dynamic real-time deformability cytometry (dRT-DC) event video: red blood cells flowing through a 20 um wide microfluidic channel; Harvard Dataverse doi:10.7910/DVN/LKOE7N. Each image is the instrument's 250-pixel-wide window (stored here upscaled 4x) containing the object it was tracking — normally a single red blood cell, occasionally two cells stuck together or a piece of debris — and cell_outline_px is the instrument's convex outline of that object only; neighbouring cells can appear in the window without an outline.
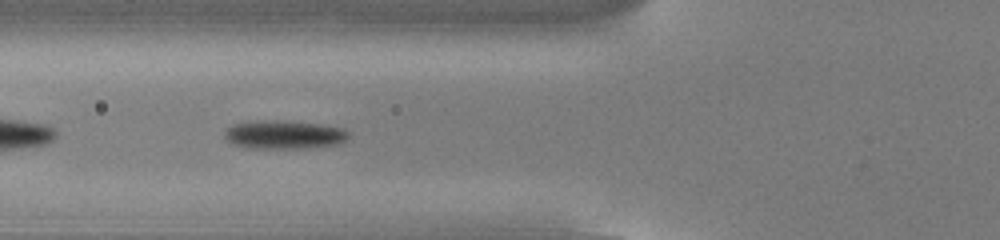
{"species": "common noctule bat (a hibernating species)", "species_latin": "Nyctalus noctula", "temperature_condition": "cold", "stored_images_in_passage": 38, "camera_frame_rate_fps": 3000, "um_per_image_px": 0.085, "animal": {"sex": "male", "body_mass_g": 13.0, "forearm_length_mm": 53.1}, "frame": {"image": 1, "passage_image": 5, "time_ms": 1.333, "image_size_px": [1000, 240], "cell_outline_px": [[348, 136], [344, 140], [336, 144], [304, 148], [244, 148], [232, 144], [224, 136], [224, 132], [232, 124], [276, 120], [320, 124], [340, 128], [348, 132]], "centroid_in_image_um": [24.09, 11.46], "position_along_channel_um": 101.7, "area_um2": 20.17}}
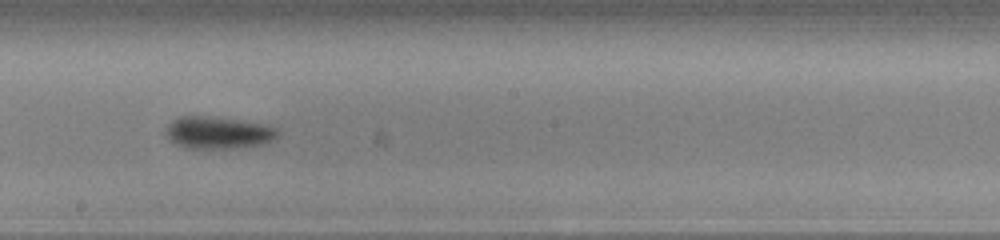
{"frame": {"image": 2, "passage_image": 15, "time_ms": 4.667, "image_size_px": [1000, 240], "cell_outline_px": [[280, 136], [264, 144], [236, 148], [184, 148], [168, 140], [164, 132], [168, 124], [172, 120], [184, 116], [204, 116], [240, 120], [264, 124], [276, 128], [280, 132]], "centroid_in_image_um": [18.54, 11.28], "position_along_channel_um": 229.7, "area_um2": 21.15}}
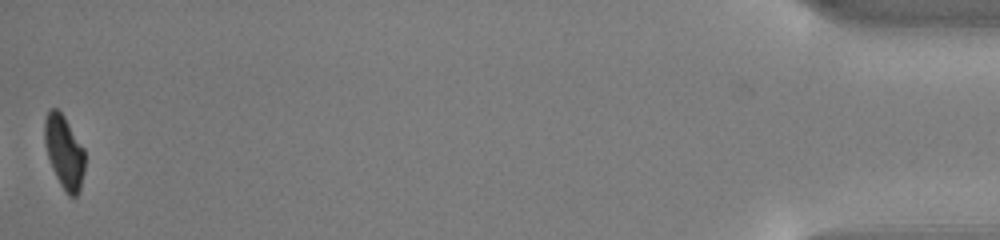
{"frame": {"image": 3, "passage_image": 38, "time_ms": 12.333, "image_size_px": [1000, 240], "cell_outline_px": [[84, 172], [80, 188], [76, 196], [68, 196], [60, 184], [52, 168], [44, 144], [44, 120], [48, 112], [52, 108], [56, 108], [64, 116], [84, 148]], "centroid_in_image_um": [5.45, 12.91], "position_along_channel_um": 429.8, "area_um2": 17.05}, "authors_computed_cell_mechanics": {"area_um2": 19.8543, "velocity_mm_per_s": 3.8367, "shape_relaxation_time_tau1_ms": 1.9368, "shape_relaxation_time_tau2_ms": null, "deformation_change_tau1": 0.1185, "deformation_change_tau2": null}}